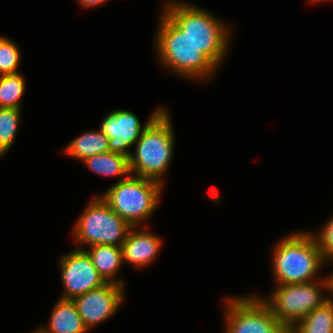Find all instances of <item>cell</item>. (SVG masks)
<instances>
[{
  "label": "cell",
  "mask_w": 333,
  "mask_h": 333,
  "mask_svg": "<svg viewBox=\"0 0 333 333\" xmlns=\"http://www.w3.org/2000/svg\"><path fill=\"white\" fill-rule=\"evenodd\" d=\"M162 12L218 68L227 59L232 45L233 25L201 6L185 0H165Z\"/></svg>",
  "instance_id": "6da1fadb"
},
{
  "label": "cell",
  "mask_w": 333,
  "mask_h": 333,
  "mask_svg": "<svg viewBox=\"0 0 333 333\" xmlns=\"http://www.w3.org/2000/svg\"><path fill=\"white\" fill-rule=\"evenodd\" d=\"M80 7L83 9H93L94 7L102 6L109 0H76Z\"/></svg>",
  "instance_id": "7402d4cb"
},
{
  "label": "cell",
  "mask_w": 333,
  "mask_h": 333,
  "mask_svg": "<svg viewBox=\"0 0 333 333\" xmlns=\"http://www.w3.org/2000/svg\"><path fill=\"white\" fill-rule=\"evenodd\" d=\"M170 110L165 109L147 126L129 156L131 175L166 185L165 177L174 158L175 131Z\"/></svg>",
  "instance_id": "277c9868"
},
{
  "label": "cell",
  "mask_w": 333,
  "mask_h": 333,
  "mask_svg": "<svg viewBox=\"0 0 333 333\" xmlns=\"http://www.w3.org/2000/svg\"><path fill=\"white\" fill-rule=\"evenodd\" d=\"M21 50L11 38L0 36V75L20 73Z\"/></svg>",
  "instance_id": "ffe728a7"
},
{
  "label": "cell",
  "mask_w": 333,
  "mask_h": 333,
  "mask_svg": "<svg viewBox=\"0 0 333 333\" xmlns=\"http://www.w3.org/2000/svg\"><path fill=\"white\" fill-rule=\"evenodd\" d=\"M91 257L94 267L106 282L126 287L125 280L118 278L124 265L122 248L114 245H94L84 249Z\"/></svg>",
  "instance_id": "5bb4252c"
},
{
  "label": "cell",
  "mask_w": 333,
  "mask_h": 333,
  "mask_svg": "<svg viewBox=\"0 0 333 333\" xmlns=\"http://www.w3.org/2000/svg\"><path fill=\"white\" fill-rule=\"evenodd\" d=\"M320 227L321 228L317 231L310 232L314 235L319 249L327 262V266L331 264V262L333 265V216L326 220Z\"/></svg>",
  "instance_id": "44dd1931"
},
{
  "label": "cell",
  "mask_w": 333,
  "mask_h": 333,
  "mask_svg": "<svg viewBox=\"0 0 333 333\" xmlns=\"http://www.w3.org/2000/svg\"><path fill=\"white\" fill-rule=\"evenodd\" d=\"M60 151L82 162L94 155L109 152V138L99 129H90L72 139Z\"/></svg>",
  "instance_id": "9a60e30c"
},
{
  "label": "cell",
  "mask_w": 333,
  "mask_h": 333,
  "mask_svg": "<svg viewBox=\"0 0 333 333\" xmlns=\"http://www.w3.org/2000/svg\"><path fill=\"white\" fill-rule=\"evenodd\" d=\"M155 31L154 53L170 74L200 84L215 78L219 68L162 12Z\"/></svg>",
  "instance_id": "7a4b0ae2"
},
{
  "label": "cell",
  "mask_w": 333,
  "mask_h": 333,
  "mask_svg": "<svg viewBox=\"0 0 333 333\" xmlns=\"http://www.w3.org/2000/svg\"><path fill=\"white\" fill-rule=\"evenodd\" d=\"M121 248L124 265L144 269L157 259L163 248V238L147 226L132 227Z\"/></svg>",
  "instance_id": "7c38bea8"
},
{
  "label": "cell",
  "mask_w": 333,
  "mask_h": 333,
  "mask_svg": "<svg viewBox=\"0 0 333 333\" xmlns=\"http://www.w3.org/2000/svg\"><path fill=\"white\" fill-rule=\"evenodd\" d=\"M71 229L75 248L84 250L94 245L121 247L132 226L115 213L100 195L87 202Z\"/></svg>",
  "instance_id": "52a82bcc"
},
{
  "label": "cell",
  "mask_w": 333,
  "mask_h": 333,
  "mask_svg": "<svg viewBox=\"0 0 333 333\" xmlns=\"http://www.w3.org/2000/svg\"><path fill=\"white\" fill-rule=\"evenodd\" d=\"M22 109L0 108V158L11 150L20 127Z\"/></svg>",
  "instance_id": "d6986e66"
},
{
  "label": "cell",
  "mask_w": 333,
  "mask_h": 333,
  "mask_svg": "<svg viewBox=\"0 0 333 333\" xmlns=\"http://www.w3.org/2000/svg\"><path fill=\"white\" fill-rule=\"evenodd\" d=\"M270 333H296L294 325L279 323Z\"/></svg>",
  "instance_id": "603a6c76"
},
{
  "label": "cell",
  "mask_w": 333,
  "mask_h": 333,
  "mask_svg": "<svg viewBox=\"0 0 333 333\" xmlns=\"http://www.w3.org/2000/svg\"><path fill=\"white\" fill-rule=\"evenodd\" d=\"M45 333H88V329L71 299L59 298L48 323L39 326Z\"/></svg>",
  "instance_id": "4fadbf2b"
},
{
  "label": "cell",
  "mask_w": 333,
  "mask_h": 333,
  "mask_svg": "<svg viewBox=\"0 0 333 333\" xmlns=\"http://www.w3.org/2000/svg\"><path fill=\"white\" fill-rule=\"evenodd\" d=\"M270 251L273 285L309 283L323 279L319 274L327 263L310 230L290 231Z\"/></svg>",
  "instance_id": "3957f363"
},
{
  "label": "cell",
  "mask_w": 333,
  "mask_h": 333,
  "mask_svg": "<svg viewBox=\"0 0 333 333\" xmlns=\"http://www.w3.org/2000/svg\"><path fill=\"white\" fill-rule=\"evenodd\" d=\"M164 188L155 180L130 175L127 179L116 181L99 195L132 227L149 226L148 219L158 209Z\"/></svg>",
  "instance_id": "5b68a950"
},
{
  "label": "cell",
  "mask_w": 333,
  "mask_h": 333,
  "mask_svg": "<svg viewBox=\"0 0 333 333\" xmlns=\"http://www.w3.org/2000/svg\"><path fill=\"white\" fill-rule=\"evenodd\" d=\"M30 333H45V332L38 326V328L36 327V329L31 331Z\"/></svg>",
  "instance_id": "d4e9b609"
},
{
  "label": "cell",
  "mask_w": 333,
  "mask_h": 333,
  "mask_svg": "<svg viewBox=\"0 0 333 333\" xmlns=\"http://www.w3.org/2000/svg\"><path fill=\"white\" fill-rule=\"evenodd\" d=\"M91 172L109 178H119L121 181L131 175L129 157L111 151L97 154L82 161Z\"/></svg>",
  "instance_id": "2e32d148"
},
{
  "label": "cell",
  "mask_w": 333,
  "mask_h": 333,
  "mask_svg": "<svg viewBox=\"0 0 333 333\" xmlns=\"http://www.w3.org/2000/svg\"><path fill=\"white\" fill-rule=\"evenodd\" d=\"M164 107L167 106L158 105L143 125L139 117L130 110L114 109L109 112L103 118L99 130L109 138L110 151L129 157L131 148L147 126L165 109Z\"/></svg>",
  "instance_id": "30bf717a"
},
{
  "label": "cell",
  "mask_w": 333,
  "mask_h": 333,
  "mask_svg": "<svg viewBox=\"0 0 333 333\" xmlns=\"http://www.w3.org/2000/svg\"><path fill=\"white\" fill-rule=\"evenodd\" d=\"M222 300L223 333H270L280 323L254 293Z\"/></svg>",
  "instance_id": "ba28073f"
},
{
  "label": "cell",
  "mask_w": 333,
  "mask_h": 333,
  "mask_svg": "<svg viewBox=\"0 0 333 333\" xmlns=\"http://www.w3.org/2000/svg\"><path fill=\"white\" fill-rule=\"evenodd\" d=\"M26 92V78L17 74L0 75V108H22Z\"/></svg>",
  "instance_id": "ac0fdd59"
},
{
  "label": "cell",
  "mask_w": 333,
  "mask_h": 333,
  "mask_svg": "<svg viewBox=\"0 0 333 333\" xmlns=\"http://www.w3.org/2000/svg\"><path fill=\"white\" fill-rule=\"evenodd\" d=\"M296 333H333V296L295 325Z\"/></svg>",
  "instance_id": "e0dca14e"
},
{
  "label": "cell",
  "mask_w": 333,
  "mask_h": 333,
  "mask_svg": "<svg viewBox=\"0 0 333 333\" xmlns=\"http://www.w3.org/2000/svg\"><path fill=\"white\" fill-rule=\"evenodd\" d=\"M271 292L255 294L280 323L295 325L333 296V273L309 283L275 285Z\"/></svg>",
  "instance_id": "8992f818"
},
{
  "label": "cell",
  "mask_w": 333,
  "mask_h": 333,
  "mask_svg": "<svg viewBox=\"0 0 333 333\" xmlns=\"http://www.w3.org/2000/svg\"><path fill=\"white\" fill-rule=\"evenodd\" d=\"M330 1H332V0H308V2H309V3H312L313 5H314V4H317V3H318V4H319V3L321 4V3H323V2H330Z\"/></svg>",
  "instance_id": "cb8c5ba5"
},
{
  "label": "cell",
  "mask_w": 333,
  "mask_h": 333,
  "mask_svg": "<svg viewBox=\"0 0 333 333\" xmlns=\"http://www.w3.org/2000/svg\"><path fill=\"white\" fill-rule=\"evenodd\" d=\"M125 291L126 287L107 282L72 299L89 332L118 312L126 299Z\"/></svg>",
  "instance_id": "8fae6325"
},
{
  "label": "cell",
  "mask_w": 333,
  "mask_h": 333,
  "mask_svg": "<svg viewBox=\"0 0 333 333\" xmlns=\"http://www.w3.org/2000/svg\"><path fill=\"white\" fill-rule=\"evenodd\" d=\"M62 255L58 261L63 285L59 298L72 300L107 283L94 267L91 257L85 250L74 248Z\"/></svg>",
  "instance_id": "9c48e42d"
}]
</instances>
